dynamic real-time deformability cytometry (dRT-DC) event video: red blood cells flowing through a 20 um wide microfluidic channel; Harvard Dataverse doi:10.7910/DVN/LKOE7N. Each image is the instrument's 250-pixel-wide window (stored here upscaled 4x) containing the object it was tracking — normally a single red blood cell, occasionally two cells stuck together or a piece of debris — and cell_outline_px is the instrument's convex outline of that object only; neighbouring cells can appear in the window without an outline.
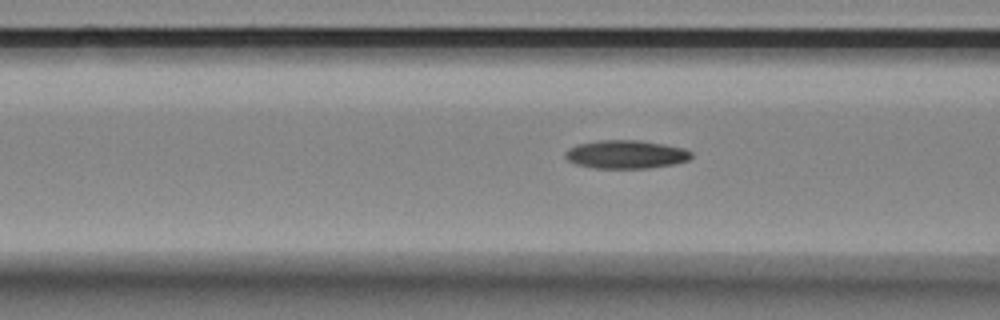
{"species": "Egyptian fruit bat (a non-hibernating species)", "species_latin": "Rousettus aegyptiacus", "temperature_condition": "room temperature", "stored_images_in_passage": 7, "segment_of_instrument_passage": [2, 2], "camera_frame_rate_fps": 3000, "um_per_image_px": 0.085, "animal": {"sex": "female"}, "frame": {"image": 1, "passage_image": 7, "time_ms": 2.0, "image_size_px": [1000, 320], "cell_outline_px": [[692, 156], [688, 160], [672, 164], [648, 168], [592, 168], [576, 164], [568, 160], [564, 156], [564, 152], [568, 148], [576, 144], [600, 140], [640, 140], [664, 144], [684, 148], [692, 152]], "centroid_in_image_um": [53.17, 13.11], "position_along_channel_um": 113.4, "area_um2": 20.92}}